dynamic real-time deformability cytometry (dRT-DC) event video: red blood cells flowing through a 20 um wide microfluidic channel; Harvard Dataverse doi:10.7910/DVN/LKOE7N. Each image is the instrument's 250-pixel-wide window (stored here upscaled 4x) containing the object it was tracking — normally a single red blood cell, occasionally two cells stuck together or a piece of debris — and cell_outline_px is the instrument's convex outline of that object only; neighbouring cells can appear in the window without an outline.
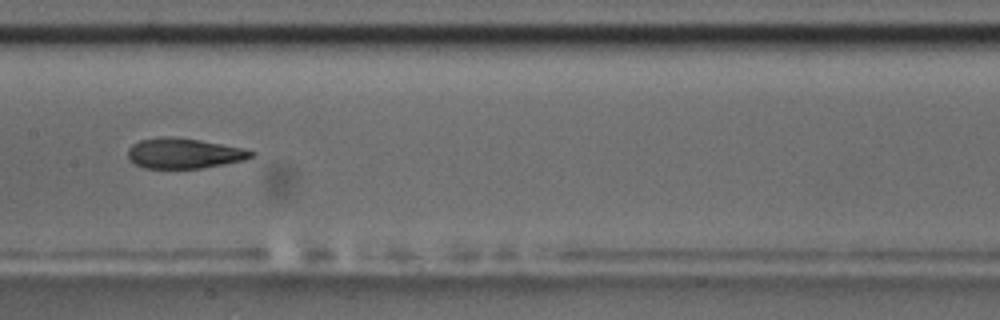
{"species": "common noctule bat (a hibernating species)", "species_latin": "Nyctalus noctula", "temperature_condition": "room temperature", "stored_images_in_passage": 13, "camera_frame_rate_fps": 3000, "um_per_image_px": 0.085, "animal": {"sex": "male", "body_mass_g": 17.5, "forearm_length_mm": 52.3}, "frame": {"image": 1, "passage_image": 6, "time_ms": 6.667, "image_size_px": [1000, 320], "cell_outline_px": [[256, 152], [252, 156], [244, 160], [200, 168], [144, 168], [136, 164], [128, 156], [128, 148], [132, 144], [140, 140], [160, 136], [172, 136], [200, 140], [240, 148]], "centroid_in_image_um": [15.59, 13.02], "position_along_channel_um": 191.8, "area_um2": 21.5}, "authors_computed_cell_mechanics": {"area_um2": 22.0796, "velocity_mm_per_s": 3.5746, "shape_relaxation_time_tau1_ms": null, "shape_relaxation_time_tau2_ms": 3.4084, "deformation_change_tau1": null, "deformation_change_tau2": 0.1165}}